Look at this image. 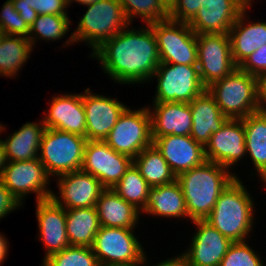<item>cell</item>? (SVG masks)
<instances>
[{
	"label": "cell",
	"mask_w": 266,
	"mask_h": 266,
	"mask_svg": "<svg viewBox=\"0 0 266 266\" xmlns=\"http://www.w3.org/2000/svg\"><path fill=\"white\" fill-rule=\"evenodd\" d=\"M123 29L94 53L109 77L122 84H135L153 77L160 63L153 29Z\"/></svg>",
	"instance_id": "1"
},
{
	"label": "cell",
	"mask_w": 266,
	"mask_h": 266,
	"mask_svg": "<svg viewBox=\"0 0 266 266\" xmlns=\"http://www.w3.org/2000/svg\"><path fill=\"white\" fill-rule=\"evenodd\" d=\"M229 169L214 162L182 172L176 178L185 198L187 213L192 221L205 220L222 191L236 178Z\"/></svg>",
	"instance_id": "2"
},
{
	"label": "cell",
	"mask_w": 266,
	"mask_h": 266,
	"mask_svg": "<svg viewBox=\"0 0 266 266\" xmlns=\"http://www.w3.org/2000/svg\"><path fill=\"white\" fill-rule=\"evenodd\" d=\"M253 211V200L236 177L222 191L205 221L232 242H243L253 226Z\"/></svg>",
	"instance_id": "3"
},
{
	"label": "cell",
	"mask_w": 266,
	"mask_h": 266,
	"mask_svg": "<svg viewBox=\"0 0 266 266\" xmlns=\"http://www.w3.org/2000/svg\"><path fill=\"white\" fill-rule=\"evenodd\" d=\"M207 90L228 119H243L261 110L259 78L238 67Z\"/></svg>",
	"instance_id": "4"
},
{
	"label": "cell",
	"mask_w": 266,
	"mask_h": 266,
	"mask_svg": "<svg viewBox=\"0 0 266 266\" xmlns=\"http://www.w3.org/2000/svg\"><path fill=\"white\" fill-rule=\"evenodd\" d=\"M86 6L87 11L66 45L83 40L92 47L94 53L106 41L130 25L119 0H99Z\"/></svg>",
	"instance_id": "5"
},
{
	"label": "cell",
	"mask_w": 266,
	"mask_h": 266,
	"mask_svg": "<svg viewBox=\"0 0 266 266\" xmlns=\"http://www.w3.org/2000/svg\"><path fill=\"white\" fill-rule=\"evenodd\" d=\"M87 138L78 134L46 128L39 159L49 176L79 171L84 160Z\"/></svg>",
	"instance_id": "6"
},
{
	"label": "cell",
	"mask_w": 266,
	"mask_h": 266,
	"mask_svg": "<svg viewBox=\"0 0 266 266\" xmlns=\"http://www.w3.org/2000/svg\"><path fill=\"white\" fill-rule=\"evenodd\" d=\"M149 25L157 40L160 63L198 65L197 36L188 23L168 18Z\"/></svg>",
	"instance_id": "7"
},
{
	"label": "cell",
	"mask_w": 266,
	"mask_h": 266,
	"mask_svg": "<svg viewBox=\"0 0 266 266\" xmlns=\"http://www.w3.org/2000/svg\"><path fill=\"white\" fill-rule=\"evenodd\" d=\"M154 76L158 79L154 103H190L207 89L201 82L198 65L159 63Z\"/></svg>",
	"instance_id": "8"
},
{
	"label": "cell",
	"mask_w": 266,
	"mask_h": 266,
	"mask_svg": "<svg viewBox=\"0 0 266 266\" xmlns=\"http://www.w3.org/2000/svg\"><path fill=\"white\" fill-rule=\"evenodd\" d=\"M133 230L100 226L92 245L100 266L145 264L144 249Z\"/></svg>",
	"instance_id": "9"
},
{
	"label": "cell",
	"mask_w": 266,
	"mask_h": 266,
	"mask_svg": "<svg viewBox=\"0 0 266 266\" xmlns=\"http://www.w3.org/2000/svg\"><path fill=\"white\" fill-rule=\"evenodd\" d=\"M130 109L123 111L104 141L116 152L134 159L153 144V139L149 108Z\"/></svg>",
	"instance_id": "10"
},
{
	"label": "cell",
	"mask_w": 266,
	"mask_h": 266,
	"mask_svg": "<svg viewBox=\"0 0 266 266\" xmlns=\"http://www.w3.org/2000/svg\"><path fill=\"white\" fill-rule=\"evenodd\" d=\"M198 70L207 88L215 81L231 74L237 66L232 58L229 34H196Z\"/></svg>",
	"instance_id": "11"
},
{
	"label": "cell",
	"mask_w": 266,
	"mask_h": 266,
	"mask_svg": "<svg viewBox=\"0 0 266 266\" xmlns=\"http://www.w3.org/2000/svg\"><path fill=\"white\" fill-rule=\"evenodd\" d=\"M133 164V159L112 149L105 141L87 140L81 170L113 189Z\"/></svg>",
	"instance_id": "12"
},
{
	"label": "cell",
	"mask_w": 266,
	"mask_h": 266,
	"mask_svg": "<svg viewBox=\"0 0 266 266\" xmlns=\"http://www.w3.org/2000/svg\"><path fill=\"white\" fill-rule=\"evenodd\" d=\"M0 178L20 204L31 192L36 193L37 201L52 197L51 189L45 188L50 176L39 158L7 162Z\"/></svg>",
	"instance_id": "13"
},
{
	"label": "cell",
	"mask_w": 266,
	"mask_h": 266,
	"mask_svg": "<svg viewBox=\"0 0 266 266\" xmlns=\"http://www.w3.org/2000/svg\"><path fill=\"white\" fill-rule=\"evenodd\" d=\"M204 148L207 161L227 169L234 166L247 154L242 119H228L218 132L211 135Z\"/></svg>",
	"instance_id": "14"
},
{
	"label": "cell",
	"mask_w": 266,
	"mask_h": 266,
	"mask_svg": "<svg viewBox=\"0 0 266 266\" xmlns=\"http://www.w3.org/2000/svg\"><path fill=\"white\" fill-rule=\"evenodd\" d=\"M197 227L191 247L182 253L187 266H219L233 243L205 220H195Z\"/></svg>",
	"instance_id": "15"
},
{
	"label": "cell",
	"mask_w": 266,
	"mask_h": 266,
	"mask_svg": "<svg viewBox=\"0 0 266 266\" xmlns=\"http://www.w3.org/2000/svg\"><path fill=\"white\" fill-rule=\"evenodd\" d=\"M89 89L82 94L86 116V138L104 141L127 107L110 97L91 94Z\"/></svg>",
	"instance_id": "16"
},
{
	"label": "cell",
	"mask_w": 266,
	"mask_h": 266,
	"mask_svg": "<svg viewBox=\"0 0 266 266\" xmlns=\"http://www.w3.org/2000/svg\"><path fill=\"white\" fill-rule=\"evenodd\" d=\"M58 179L60 197L53 193L52 198L65 210L95 207L105 189L96 177L82 170L62 174Z\"/></svg>",
	"instance_id": "17"
},
{
	"label": "cell",
	"mask_w": 266,
	"mask_h": 266,
	"mask_svg": "<svg viewBox=\"0 0 266 266\" xmlns=\"http://www.w3.org/2000/svg\"><path fill=\"white\" fill-rule=\"evenodd\" d=\"M245 8L240 0H205L188 24L195 34H229Z\"/></svg>",
	"instance_id": "18"
},
{
	"label": "cell",
	"mask_w": 266,
	"mask_h": 266,
	"mask_svg": "<svg viewBox=\"0 0 266 266\" xmlns=\"http://www.w3.org/2000/svg\"><path fill=\"white\" fill-rule=\"evenodd\" d=\"M152 139L176 177L206 161L204 146L191 136L166 135Z\"/></svg>",
	"instance_id": "19"
},
{
	"label": "cell",
	"mask_w": 266,
	"mask_h": 266,
	"mask_svg": "<svg viewBox=\"0 0 266 266\" xmlns=\"http://www.w3.org/2000/svg\"><path fill=\"white\" fill-rule=\"evenodd\" d=\"M36 203L39 236L47 249L45 260L70 246L66 229V212L52 197Z\"/></svg>",
	"instance_id": "20"
},
{
	"label": "cell",
	"mask_w": 266,
	"mask_h": 266,
	"mask_svg": "<svg viewBox=\"0 0 266 266\" xmlns=\"http://www.w3.org/2000/svg\"><path fill=\"white\" fill-rule=\"evenodd\" d=\"M46 117L42 120L46 128L69 132L86 137V116L82 94L54 96Z\"/></svg>",
	"instance_id": "21"
},
{
	"label": "cell",
	"mask_w": 266,
	"mask_h": 266,
	"mask_svg": "<svg viewBox=\"0 0 266 266\" xmlns=\"http://www.w3.org/2000/svg\"><path fill=\"white\" fill-rule=\"evenodd\" d=\"M154 105L153 112L149 109L152 137L191 135L193 118L189 103L163 102Z\"/></svg>",
	"instance_id": "22"
},
{
	"label": "cell",
	"mask_w": 266,
	"mask_h": 266,
	"mask_svg": "<svg viewBox=\"0 0 266 266\" xmlns=\"http://www.w3.org/2000/svg\"><path fill=\"white\" fill-rule=\"evenodd\" d=\"M189 105L193 118L190 136L205 147L211 135L218 132L228 118L221 113L215 98L207 89Z\"/></svg>",
	"instance_id": "23"
},
{
	"label": "cell",
	"mask_w": 266,
	"mask_h": 266,
	"mask_svg": "<svg viewBox=\"0 0 266 266\" xmlns=\"http://www.w3.org/2000/svg\"><path fill=\"white\" fill-rule=\"evenodd\" d=\"M100 226L134 229L140 210L113 189H104L96 203Z\"/></svg>",
	"instance_id": "24"
},
{
	"label": "cell",
	"mask_w": 266,
	"mask_h": 266,
	"mask_svg": "<svg viewBox=\"0 0 266 266\" xmlns=\"http://www.w3.org/2000/svg\"><path fill=\"white\" fill-rule=\"evenodd\" d=\"M247 7L229 30L232 58L238 67L258 48L266 44V22L243 23Z\"/></svg>",
	"instance_id": "25"
},
{
	"label": "cell",
	"mask_w": 266,
	"mask_h": 266,
	"mask_svg": "<svg viewBox=\"0 0 266 266\" xmlns=\"http://www.w3.org/2000/svg\"><path fill=\"white\" fill-rule=\"evenodd\" d=\"M142 212L162 217H189L182 188L177 180L150 187L147 203Z\"/></svg>",
	"instance_id": "26"
},
{
	"label": "cell",
	"mask_w": 266,
	"mask_h": 266,
	"mask_svg": "<svg viewBox=\"0 0 266 266\" xmlns=\"http://www.w3.org/2000/svg\"><path fill=\"white\" fill-rule=\"evenodd\" d=\"M46 127L44 122L26 123L3 142L5 156L10 161H26L39 158L41 139Z\"/></svg>",
	"instance_id": "27"
},
{
	"label": "cell",
	"mask_w": 266,
	"mask_h": 266,
	"mask_svg": "<svg viewBox=\"0 0 266 266\" xmlns=\"http://www.w3.org/2000/svg\"><path fill=\"white\" fill-rule=\"evenodd\" d=\"M245 130L246 153L264 181L266 178V111L259 110L242 119Z\"/></svg>",
	"instance_id": "28"
},
{
	"label": "cell",
	"mask_w": 266,
	"mask_h": 266,
	"mask_svg": "<svg viewBox=\"0 0 266 266\" xmlns=\"http://www.w3.org/2000/svg\"><path fill=\"white\" fill-rule=\"evenodd\" d=\"M65 212L70 246L92 247L100 228L96 207L66 209Z\"/></svg>",
	"instance_id": "29"
},
{
	"label": "cell",
	"mask_w": 266,
	"mask_h": 266,
	"mask_svg": "<svg viewBox=\"0 0 266 266\" xmlns=\"http://www.w3.org/2000/svg\"><path fill=\"white\" fill-rule=\"evenodd\" d=\"M133 164L150 187L169 184L177 178L154 144L140 152L133 159Z\"/></svg>",
	"instance_id": "30"
},
{
	"label": "cell",
	"mask_w": 266,
	"mask_h": 266,
	"mask_svg": "<svg viewBox=\"0 0 266 266\" xmlns=\"http://www.w3.org/2000/svg\"><path fill=\"white\" fill-rule=\"evenodd\" d=\"M32 47L27 37L5 35L0 42V75L10 78L16 76L28 60Z\"/></svg>",
	"instance_id": "31"
},
{
	"label": "cell",
	"mask_w": 266,
	"mask_h": 266,
	"mask_svg": "<svg viewBox=\"0 0 266 266\" xmlns=\"http://www.w3.org/2000/svg\"><path fill=\"white\" fill-rule=\"evenodd\" d=\"M150 186L134 164L114 186L113 190L125 201L142 211L147 203ZM140 206V207H139Z\"/></svg>",
	"instance_id": "32"
},
{
	"label": "cell",
	"mask_w": 266,
	"mask_h": 266,
	"mask_svg": "<svg viewBox=\"0 0 266 266\" xmlns=\"http://www.w3.org/2000/svg\"><path fill=\"white\" fill-rule=\"evenodd\" d=\"M119 2L129 24L136 16H141L146 25L169 18V9L161 0H119Z\"/></svg>",
	"instance_id": "33"
},
{
	"label": "cell",
	"mask_w": 266,
	"mask_h": 266,
	"mask_svg": "<svg viewBox=\"0 0 266 266\" xmlns=\"http://www.w3.org/2000/svg\"><path fill=\"white\" fill-rule=\"evenodd\" d=\"M69 25L70 20L68 15H38L34 20V23L30 26L28 39L31 41L32 46L34 47V43L36 42L37 38L56 41L69 32ZM33 33L35 37L33 36ZM37 35L39 37L36 38Z\"/></svg>",
	"instance_id": "34"
},
{
	"label": "cell",
	"mask_w": 266,
	"mask_h": 266,
	"mask_svg": "<svg viewBox=\"0 0 266 266\" xmlns=\"http://www.w3.org/2000/svg\"><path fill=\"white\" fill-rule=\"evenodd\" d=\"M13 4L14 9L29 27L38 15H67V0H13Z\"/></svg>",
	"instance_id": "35"
},
{
	"label": "cell",
	"mask_w": 266,
	"mask_h": 266,
	"mask_svg": "<svg viewBox=\"0 0 266 266\" xmlns=\"http://www.w3.org/2000/svg\"><path fill=\"white\" fill-rule=\"evenodd\" d=\"M42 266H100L92 247L68 246L46 258Z\"/></svg>",
	"instance_id": "36"
},
{
	"label": "cell",
	"mask_w": 266,
	"mask_h": 266,
	"mask_svg": "<svg viewBox=\"0 0 266 266\" xmlns=\"http://www.w3.org/2000/svg\"><path fill=\"white\" fill-rule=\"evenodd\" d=\"M247 242H233L219 266H264L260 256L251 249Z\"/></svg>",
	"instance_id": "37"
},
{
	"label": "cell",
	"mask_w": 266,
	"mask_h": 266,
	"mask_svg": "<svg viewBox=\"0 0 266 266\" xmlns=\"http://www.w3.org/2000/svg\"><path fill=\"white\" fill-rule=\"evenodd\" d=\"M0 29L5 35L29 37L30 27L14 9L13 0H7L1 8Z\"/></svg>",
	"instance_id": "38"
},
{
	"label": "cell",
	"mask_w": 266,
	"mask_h": 266,
	"mask_svg": "<svg viewBox=\"0 0 266 266\" xmlns=\"http://www.w3.org/2000/svg\"><path fill=\"white\" fill-rule=\"evenodd\" d=\"M201 7H205V0H176L169 9V19L189 23Z\"/></svg>",
	"instance_id": "39"
},
{
	"label": "cell",
	"mask_w": 266,
	"mask_h": 266,
	"mask_svg": "<svg viewBox=\"0 0 266 266\" xmlns=\"http://www.w3.org/2000/svg\"><path fill=\"white\" fill-rule=\"evenodd\" d=\"M238 68L260 79L266 73V44L245 59Z\"/></svg>",
	"instance_id": "40"
},
{
	"label": "cell",
	"mask_w": 266,
	"mask_h": 266,
	"mask_svg": "<svg viewBox=\"0 0 266 266\" xmlns=\"http://www.w3.org/2000/svg\"><path fill=\"white\" fill-rule=\"evenodd\" d=\"M22 206L18 200L11 194V192L5 187L2 179L0 178V219L5 217L11 211Z\"/></svg>",
	"instance_id": "41"
},
{
	"label": "cell",
	"mask_w": 266,
	"mask_h": 266,
	"mask_svg": "<svg viewBox=\"0 0 266 266\" xmlns=\"http://www.w3.org/2000/svg\"><path fill=\"white\" fill-rule=\"evenodd\" d=\"M261 109L266 111V73L259 79Z\"/></svg>",
	"instance_id": "42"
},
{
	"label": "cell",
	"mask_w": 266,
	"mask_h": 266,
	"mask_svg": "<svg viewBox=\"0 0 266 266\" xmlns=\"http://www.w3.org/2000/svg\"><path fill=\"white\" fill-rule=\"evenodd\" d=\"M156 266H187V264L182 254H180V256H176L174 258L162 261Z\"/></svg>",
	"instance_id": "43"
},
{
	"label": "cell",
	"mask_w": 266,
	"mask_h": 266,
	"mask_svg": "<svg viewBox=\"0 0 266 266\" xmlns=\"http://www.w3.org/2000/svg\"><path fill=\"white\" fill-rule=\"evenodd\" d=\"M6 238L0 234V265L2 264V262L4 261V259L6 258L7 256V252H8V244L7 243V239L5 240Z\"/></svg>",
	"instance_id": "44"
},
{
	"label": "cell",
	"mask_w": 266,
	"mask_h": 266,
	"mask_svg": "<svg viewBox=\"0 0 266 266\" xmlns=\"http://www.w3.org/2000/svg\"><path fill=\"white\" fill-rule=\"evenodd\" d=\"M6 163H7V160L5 156V148H4L2 140H0V177L4 171Z\"/></svg>",
	"instance_id": "45"
},
{
	"label": "cell",
	"mask_w": 266,
	"mask_h": 266,
	"mask_svg": "<svg viewBox=\"0 0 266 266\" xmlns=\"http://www.w3.org/2000/svg\"><path fill=\"white\" fill-rule=\"evenodd\" d=\"M73 1L78 2V3H80V4L86 6V5H90V4H92V3H96V2H98L99 0H67V4L69 5V4H71V2H73Z\"/></svg>",
	"instance_id": "46"
},
{
	"label": "cell",
	"mask_w": 266,
	"mask_h": 266,
	"mask_svg": "<svg viewBox=\"0 0 266 266\" xmlns=\"http://www.w3.org/2000/svg\"><path fill=\"white\" fill-rule=\"evenodd\" d=\"M161 1L164 3V5H165L168 9H170L171 6L175 3L176 0H161Z\"/></svg>",
	"instance_id": "47"
},
{
	"label": "cell",
	"mask_w": 266,
	"mask_h": 266,
	"mask_svg": "<svg viewBox=\"0 0 266 266\" xmlns=\"http://www.w3.org/2000/svg\"><path fill=\"white\" fill-rule=\"evenodd\" d=\"M247 8H249L251 4V0H240Z\"/></svg>",
	"instance_id": "48"
},
{
	"label": "cell",
	"mask_w": 266,
	"mask_h": 266,
	"mask_svg": "<svg viewBox=\"0 0 266 266\" xmlns=\"http://www.w3.org/2000/svg\"><path fill=\"white\" fill-rule=\"evenodd\" d=\"M5 36V33H4V31H2L1 29H0V42H1V40H2V38Z\"/></svg>",
	"instance_id": "49"
},
{
	"label": "cell",
	"mask_w": 266,
	"mask_h": 266,
	"mask_svg": "<svg viewBox=\"0 0 266 266\" xmlns=\"http://www.w3.org/2000/svg\"><path fill=\"white\" fill-rule=\"evenodd\" d=\"M142 264H133V265H110V266H141Z\"/></svg>",
	"instance_id": "50"
}]
</instances>
